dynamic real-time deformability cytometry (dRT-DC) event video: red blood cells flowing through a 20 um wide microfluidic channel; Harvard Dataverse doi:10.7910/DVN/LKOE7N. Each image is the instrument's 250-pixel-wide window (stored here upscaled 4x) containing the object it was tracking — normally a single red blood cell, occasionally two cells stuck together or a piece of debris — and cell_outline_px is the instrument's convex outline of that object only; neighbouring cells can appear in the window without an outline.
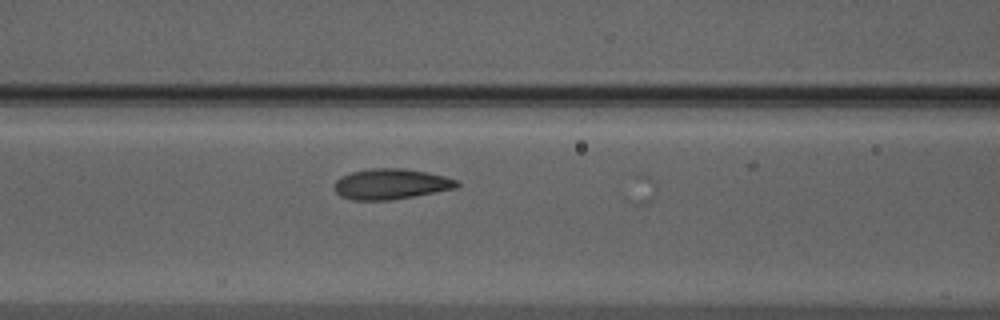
{"species": "Egyptian fruit bat (a non-hibernating species)", "species_latin": "Rousettus aegyptiacus", "temperature_condition": "warm", "stored_images_in_passage": 4, "camera_frame_rate_fps": 3000, "um_per_image_px": 0.085, "animal": {"sex": "male"}, "frame": {"image": 1, "passage_image": 3, "time_ms": 0.667, "image_size_px": [1000, 320], "cell_outline_px": [[460, 184], [456, 188], [392, 200], [352, 200], [340, 196], [336, 192], [336, 180], [340, 176], [352, 172], [372, 168], [404, 168], [428, 172], [444, 176], [456, 180]], "centroid_in_image_um": [33.23, 15.64], "position_along_channel_um": 133.4, "area_um2": 21.73}}